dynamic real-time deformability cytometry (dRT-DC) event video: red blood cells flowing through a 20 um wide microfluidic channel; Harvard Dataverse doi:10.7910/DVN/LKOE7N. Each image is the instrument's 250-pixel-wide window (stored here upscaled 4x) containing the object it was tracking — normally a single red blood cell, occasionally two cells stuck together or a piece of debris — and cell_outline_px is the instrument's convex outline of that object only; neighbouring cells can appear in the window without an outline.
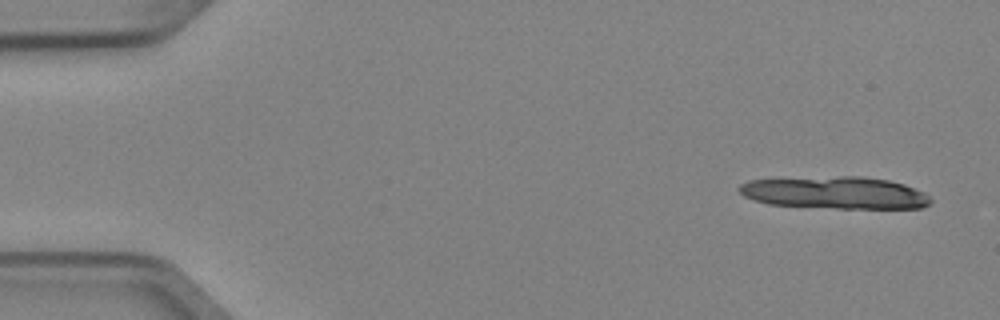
{"species": "Egyptian fruit bat (a non-hibernating species)", "species_latin": "Rousettus aegyptiacus", "temperature_condition": "cold", "stored_images_in_passage": 4, "camera_frame_rate_fps": 3000, "um_per_image_px": 0.085, "animal": {"sex": "female"}, "frame": {"image": 1, "passage_image": 1, "time_ms": 0.0, "image_size_px": [1000, 320], "cell_outline_px": [[932, 204], [924, 208], [836, 208], [768, 204], [744, 196], [736, 188], [740, 184], [748, 180], [840, 176], [864, 176], [888, 180], [904, 184], [924, 192], [932, 200]], "centroid_in_image_um": [71.02, 16.38], "position_along_channel_um": 14.0, "area_um2": 36.01}}
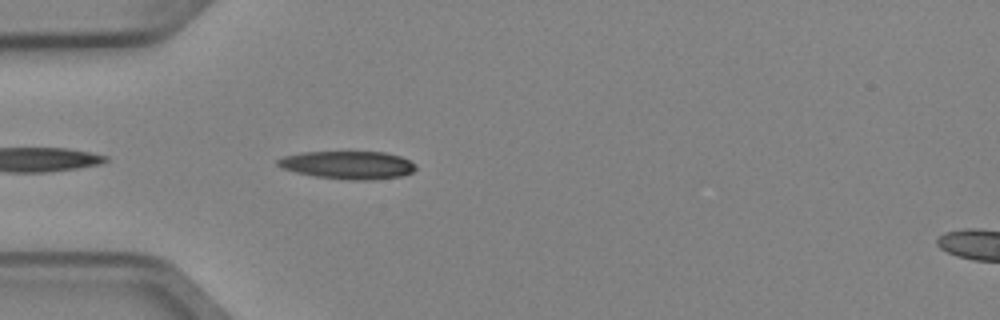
{"frame": {"image": 2, "passage_image": 4, "time_ms": 1.0, "image_size_px": [1000, 320], "cell_outline_px": [[416, 168], [412, 172], [400, 176], [368, 180], [352, 180], [316, 176], [296, 172], [280, 168], [276, 164], [276, 160], [284, 156], [300, 152], [384, 152], [400, 156], [416, 164]], "centroid_in_image_um": [29.54, 14.02], "position_along_channel_um": 55.5, "area_um2": 22.37}}